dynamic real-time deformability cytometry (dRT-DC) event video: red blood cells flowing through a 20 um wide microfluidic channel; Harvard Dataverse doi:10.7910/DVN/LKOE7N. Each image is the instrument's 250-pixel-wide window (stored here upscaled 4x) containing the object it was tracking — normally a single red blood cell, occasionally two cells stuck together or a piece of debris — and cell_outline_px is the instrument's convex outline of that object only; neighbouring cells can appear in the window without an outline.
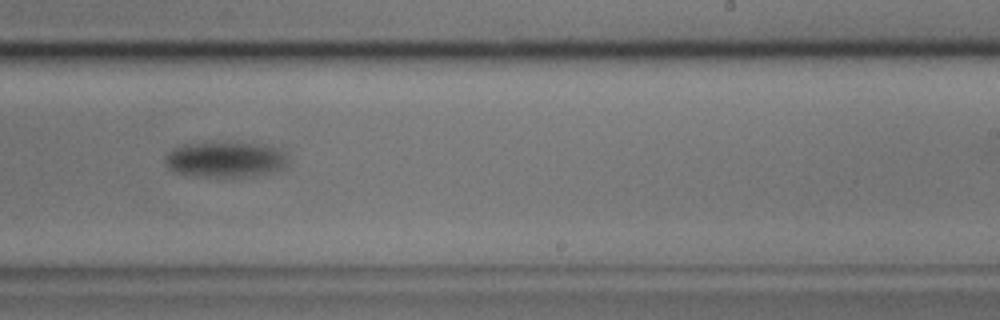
{"species": "common noctule bat (a hibernating species)", "species_latin": "Nyctalus noctula", "temperature_condition": "cold", "stored_images_in_passage": 9, "camera_frame_rate_fps": 3000, "um_per_image_px": 0.085, "animal": {"sex": "male", "body_mass_g": 17.9}, "frame": {"image": 1, "passage_image": 8, "time_ms": 2.333, "image_size_px": [1000, 320], "cell_outline_px": [[288, 164], [284, 168], [264, 176], [200, 176], [176, 172], [168, 168], [164, 164], [164, 156], [168, 152], [184, 144], [264, 144], [276, 148], [284, 152], [288, 160]], "centroid_in_image_um": [19.2, 13.59], "position_along_channel_um": 269.8, "area_um2": 25.2}}